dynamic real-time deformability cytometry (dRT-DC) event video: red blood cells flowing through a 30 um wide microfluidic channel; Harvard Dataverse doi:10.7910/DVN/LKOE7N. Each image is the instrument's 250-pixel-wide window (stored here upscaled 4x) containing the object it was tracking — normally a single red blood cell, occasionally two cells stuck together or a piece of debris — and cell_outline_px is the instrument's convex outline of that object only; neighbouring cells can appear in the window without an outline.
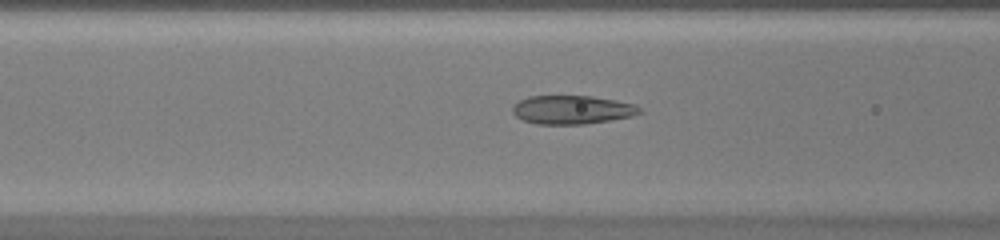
{"species": "common noctule bat (a hibernating species)", "species_latin": "Nyctalus noctula", "temperature_condition": "warm", "stored_images_in_passage": 46, "camera_frame_rate_fps": 3000, "um_per_image_px": 0.085, "animal": {"sex": "female", "body_mass_g": 20.0, "forearm_length_mm": 54.0}, "frame": {"image": 1, "passage_image": 19, "time_ms": 6.0, "image_size_px": [1000, 240], "cell_outline_px": [[644, 112], [632, 116], [612, 120], [584, 124], [536, 124], [524, 120], [516, 116], [512, 112], [512, 108], [520, 100], [528, 96], [592, 96], [636, 104]], "centroid_in_image_um": [48.66, 9.33], "position_along_channel_um": 117.9, "area_um2": 21.21}}
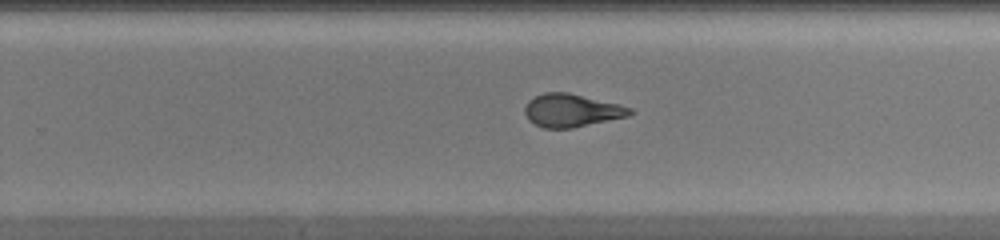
{"frame": {"image": 2, "passage_image": 30, "time_ms": 9.667, "image_size_px": [1000, 240], "cell_outline_px": [[636, 112], [628, 116], [572, 128], [544, 128], [528, 120], [524, 112], [524, 108], [528, 100], [544, 92], [568, 92], [620, 104], [632, 108]], "centroid_in_image_um": [48.6, 9.38], "position_along_channel_um": 281.2, "area_um2": 20.29}}
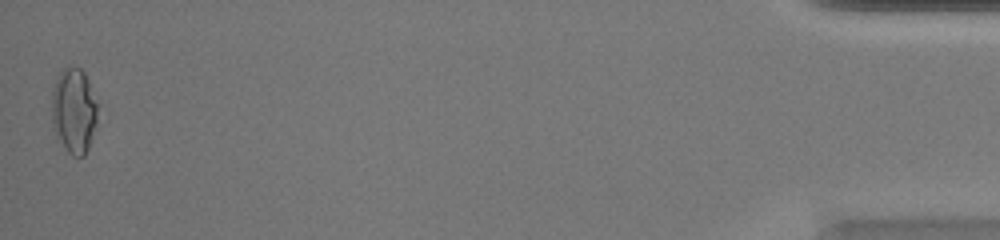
{"frame": {"image": 3, "passage_image": 46, "time_ms": 15.0, "image_size_px": [1000, 240], "cell_outline_px": [[96, 120], [92, 136], [88, 148], [84, 156], [72, 156], [68, 152], [56, 132], [52, 124], [52, 92], [56, 80], [60, 72], [68, 64], [80, 68], [84, 72], [88, 80], [96, 104]], "centroid_in_image_um": [6.27, 9.37], "position_along_channel_um": 428.9, "area_um2": 22.31}}